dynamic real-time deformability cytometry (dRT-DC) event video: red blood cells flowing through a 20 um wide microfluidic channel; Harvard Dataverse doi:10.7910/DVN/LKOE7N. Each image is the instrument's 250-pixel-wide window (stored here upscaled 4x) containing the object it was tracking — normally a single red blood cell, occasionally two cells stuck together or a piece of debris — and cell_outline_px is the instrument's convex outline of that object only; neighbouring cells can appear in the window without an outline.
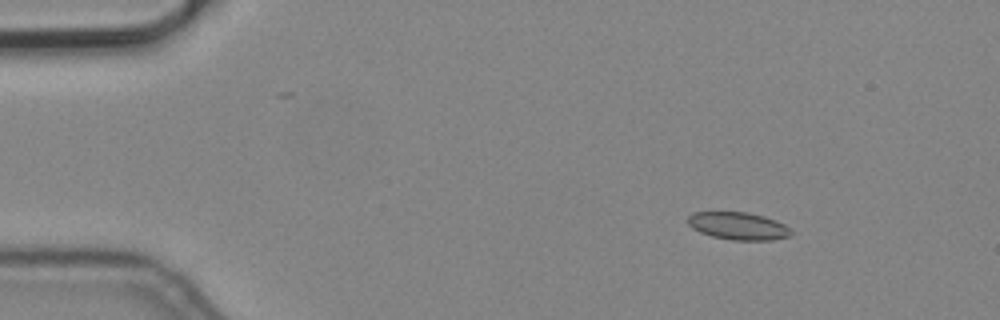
{"species": "common noctule bat (a hibernating species)", "species_latin": "Nyctalus noctula", "temperature_condition": "cold", "stored_images_in_passage": 15, "camera_frame_rate_fps": 3000, "um_per_image_px": 0.085, "animal": {"sex": "male", "body_mass_g": 19.2, "forearm_length_mm": 51.8}, "frame": {"image": 1, "passage_image": 3, "time_ms": 0.667, "image_size_px": [1000, 320], "cell_outline_px": [[792, 236], [772, 240], [732, 240], [712, 236], [700, 232], [692, 228], [688, 224], [688, 216], [692, 212], [748, 212], [764, 216], [776, 220], [784, 224], [792, 232]], "centroid_in_image_um": [62.76, 19.2], "position_along_channel_um": 22.2, "area_um2": 16.65}}
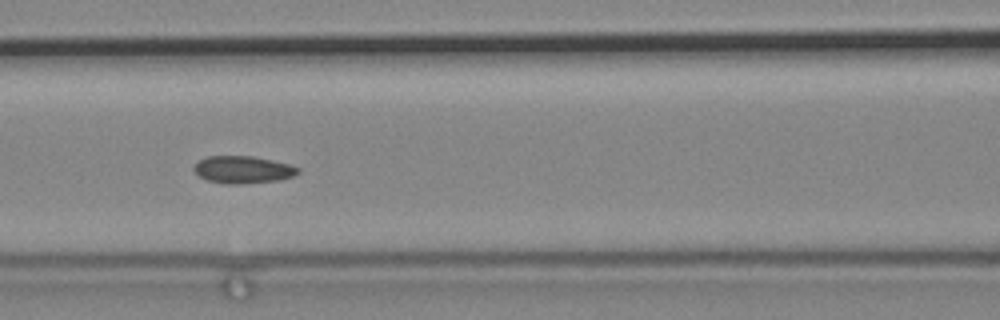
{"frame": {"image": 2, "passage_image": 7, "time_ms": 2.0, "image_size_px": [1000, 320], "cell_outline_px": [[300, 172], [292, 176], [276, 180], [240, 184], [224, 184], [208, 180], [200, 176], [192, 168], [200, 160], [208, 156], [252, 156], [272, 160], [288, 164], [300, 168]], "centroid_in_image_um": [20.64, 14.42], "position_along_channel_um": 146.0, "area_um2": 16.36}}
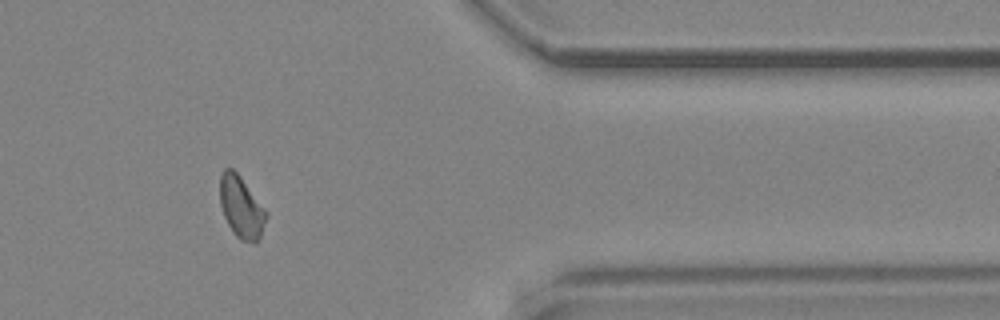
{"frame": {"image": 3, "passage_image": 13, "time_ms": 4.0, "image_size_px": [1000, 320], "cell_outline_px": [[268, 216], [260, 236], [256, 244], [252, 244], [240, 240], [232, 232], [224, 216], [220, 204], [220, 176], [224, 168], [232, 168], [240, 176], [268, 212]], "centroid_in_image_um": [20.52, 17.64], "position_along_channel_um": 390.9, "area_um2": 16.82}}